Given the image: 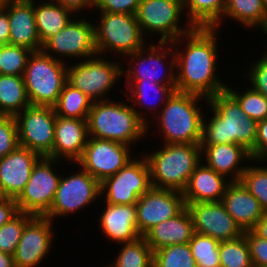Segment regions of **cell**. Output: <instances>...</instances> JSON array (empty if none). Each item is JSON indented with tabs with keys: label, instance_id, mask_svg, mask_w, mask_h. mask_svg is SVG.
<instances>
[{
	"label": "cell",
	"instance_id": "1",
	"mask_svg": "<svg viewBox=\"0 0 267 267\" xmlns=\"http://www.w3.org/2000/svg\"><path fill=\"white\" fill-rule=\"evenodd\" d=\"M219 33L221 30L215 28L194 27L171 42L176 59V91L209 98L226 90L227 82L218 75Z\"/></svg>",
	"mask_w": 267,
	"mask_h": 267
},
{
	"label": "cell",
	"instance_id": "2",
	"mask_svg": "<svg viewBox=\"0 0 267 267\" xmlns=\"http://www.w3.org/2000/svg\"><path fill=\"white\" fill-rule=\"evenodd\" d=\"M208 112L203 118L200 144H228L254 149L257 137V121L249 118L238 101L224 90L208 98ZM208 115V116H207Z\"/></svg>",
	"mask_w": 267,
	"mask_h": 267
},
{
	"label": "cell",
	"instance_id": "3",
	"mask_svg": "<svg viewBox=\"0 0 267 267\" xmlns=\"http://www.w3.org/2000/svg\"><path fill=\"white\" fill-rule=\"evenodd\" d=\"M201 101H205L206 104L208 98L194 93L174 91L160 112L148 123L147 135L152 136L149 134H153L155 126V134L158 132V137H162L159 143L200 144L205 116ZM151 127L153 128L150 129Z\"/></svg>",
	"mask_w": 267,
	"mask_h": 267
},
{
	"label": "cell",
	"instance_id": "4",
	"mask_svg": "<svg viewBox=\"0 0 267 267\" xmlns=\"http://www.w3.org/2000/svg\"><path fill=\"white\" fill-rule=\"evenodd\" d=\"M119 91L121 93L116 101L114 98L92 103L87 118L88 136L116 141L133 148L147 138V125L138 117L130 102L122 100L124 89Z\"/></svg>",
	"mask_w": 267,
	"mask_h": 267
},
{
	"label": "cell",
	"instance_id": "5",
	"mask_svg": "<svg viewBox=\"0 0 267 267\" xmlns=\"http://www.w3.org/2000/svg\"><path fill=\"white\" fill-rule=\"evenodd\" d=\"M156 150L141 151L149 170L154 188L183 192L190 175L201 163L200 144L162 143Z\"/></svg>",
	"mask_w": 267,
	"mask_h": 267
},
{
	"label": "cell",
	"instance_id": "6",
	"mask_svg": "<svg viewBox=\"0 0 267 267\" xmlns=\"http://www.w3.org/2000/svg\"><path fill=\"white\" fill-rule=\"evenodd\" d=\"M153 41L148 42L141 50L123 58L125 60H122V76L126 77L123 81L155 82L170 86L176 91L174 47L170 42Z\"/></svg>",
	"mask_w": 267,
	"mask_h": 267
},
{
	"label": "cell",
	"instance_id": "7",
	"mask_svg": "<svg viewBox=\"0 0 267 267\" xmlns=\"http://www.w3.org/2000/svg\"><path fill=\"white\" fill-rule=\"evenodd\" d=\"M97 14L99 15L95 17L97 20L93 21L97 22H94V35L98 55L111 54L115 59L123 60L125 56L141 50L148 43L134 14L107 12Z\"/></svg>",
	"mask_w": 267,
	"mask_h": 267
},
{
	"label": "cell",
	"instance_id": "8",
	"mask_svg": "<svg viewBox=\"0 0 267 267\" xmlns=\"http://www.w3.org/2000/svg\"><path fill=\"white\" fill-rule=\"evenodd\" d=\"M23 80L31 105L54 107L67 82V63L43 50L32 51Z\"/></svg>",
	"mask_w": 267,
	"mask_h": 267
},
{
	"label": "cell",
	"instance_id": "9",
	"mask_svg": "<svg viewBox=\"0 0 267 267\" xmlns=\"http://www.w3.org/2000/svg\"><path fill=\"white\" fill-rule=\"evenodd\" d=\"M111 57L96 54L86 60L68 63L67 82L93 102L110 99L108 95L122 78V60Z\"/></svg>",
	"mask_w": 267,
	"mask_h": 267
},
{
	"label": "cell",
	"instance_id": "10",
	"mask_svg": "<svg viewBox=\"0 0 267 267\" xmlns=\"http://www.w3.org/2000/svg\"><path fill=\"white\" fill-rule=\"evenodd\" d=\"M135 16L148 42L158 36L157 42L171 43L194 28L186 19L181 21L185 17L183 0H140Z\"/></svg>",
	"mask_w": 267,
	"mask_h": 267
},
{
	"label": "cell",
	"instance_id": "11",
	"mask_svg": "<svg viewBox=\"0 0 267 267\" xmlns=\"http://www.w3.org/2000/svg\"><path fill=\"white\" fill-rule=\"evenodd\" d=\"M72 166L77 167L76 171L68 176L61 175L52 206L44 215L53 222L63 217L66 219V216L95 205L101 199L100 182L78 164L73 163Z\"/></svg>",
	"mask_w": 267,
	"mask_h": 267
},
{
	"label": "cell",
	"instance_id": "12",
	"mask_svg": "<svg viewBox=\"0 0 267 267\" xmlns=\"http://www.w3.org/2000/svg\"><path fill=\"white\" fill-rule=\"evenodd\" d=\"M90 18L75 15L62 30L43 44L42 50L67 64L95 56L94 21Z\"/></svg>",
	"mask_w": 267,
	"mask_h": 267
},
{
	"label": "cell",
	"instance_id": "13",
	"mask_svg": "<svg viewBox=\"0 0 267 267\" xmlns=\"http://www.w3.org/2000/svg\"><path fill=\"white\" fill-rule=\"evenodd\" d=\"M100 183L101 198L109 204H136L151 187L150 170L141 152ZM103 196V197H102Z\"/></svg>",
	"mask_w": 267,
	"mask_h": 267
},
{
	"label": "cell",
	"instance_id": "14",
	"mask_svg": "<svg viewBox=\"0 0 267 267\" xmlns=\"http://www.w3.org/2000/svg\"><path fill=\"white\" fill-rule=\"evenodd\" d=\"M61 163L48 157H41L37 161L28 183L15 199L19 212L44 216L50 210L61 178L56 167Z\"/></svg>",
	"mask_w": 267,
	"mask_h": 267
},
{
	"label": "cell",
	"instance_id": "15",
	"mask_svg": "<svg viewBox=\"0 0 267 267\" xmlns=\"http://www.w3.org/2000/svg\"><path fill=\"white\" fill-rule=\"evenodd\" d=\"M56 116L54 107L36 105L16 114L19 146L48 157L54 144Z\"/></svg>",
	"mask_w": 267,
	"mask_h": 267
},
{
	"label": "cell",
	"instance_id": "16",
	"mask_svg": "<svg viewBox=\"0 0 267 267\" xmlns=\"http://www.w3.org/2000/svg\"><path fill=\"white\" fill-rule=\"evenodd\" d=\"M133 153L134 148L123 143L88 137L83 154L76 164L101 183L132 160L137 154Z\"/></svg>",
	"mask_w": 267,
	"mask_h": 267
},
{
	"label": "cell",
	"instance_id": "17",
	"mask_svg": "<svg viewBox=\"0 0 267 267\" xmlns=\"http://www.w3.org/2000/svg\"><path fill=\"white\" fill-rule=\"evenodd\" d=\"M53 221L46 216H33L25 225L13 254L15 267H38L52 252L55 232Z\"/></svg>",
	"mask_w": 267,
	"mask_h": 267
},
{
	"label": "cell",
	"instance_id": "18",
	"mask_svg": "<svg viewBox=\"0 0 267 267\" xmlns=\"http://www.w3.org/2000/svg\"><path fill=\"white\" fill-rule=\"evenodd\" d=\"M135 206L137 230L143 236L154 225L178 215L186 204L180 191L151 187Z\"/></svg>",
	"mask_w": 267,
	"mask_h": 267
},
{
	"label": "cell",
	"instance_id": "19",
	"mask_svg": "<svg viewBox=\"0 0 267 267\" xmlns=\"http://www.w3.org/2000/svg\"><path fill=\"white\" fill-rule=\"evenodd\" d=\"M186 207L197 233L208 235L220 242L239 238L244 233L221 201L190 203L186 204Z\"/></svg>",
	"mask_w": 267,
	"mask_h": 267
},
{
	"label": "cell",
	"instance_id": "20",
	"mask_svg": "<svg viewBox=\"0 0 267 267\" xmlns=\"http://www.w3.org/2000/svg\"><path fill=\"white\" fill-rule=\"evenodd\" d=\"M87 120L56 116L54 144L48 158L76 163L88 140Z\"/></svg>",
	"mask_w": 267,
	"mask_h": 267
},
{
	"label": "cell",
	"instance_id": "21",
	"mask_svg": "<svg viewBox=\"0 0 267 267\" xmlns=\"http://www.w3.org/2000/svg\"><path fill=\"white\" fill-rule=\"evenodd\" d=\"M200 147L202 162L231 182L240 181L246 166L253 160L250 152L239 144H200Z\"/></svg>",
	"mask_w": 267,
	"mask_h": 267
},
{
	"label": "cell",
	"instance_id": "22",
	"mask_svg": "<svg viewBox=\"0 0 267 267\" xmlns=\"http://www.w3.org/2000/svg\"><path fill=\"white\" fill-rule=\"evenodd\" d=\"M40 158L38 153L18 146L0 159V184L8 198L20 195Z\"/></svg>",
	"mask_w": 267,
	"mask_h": 267
},
{
	"label": "cell",
	"instance_id": "23",
	"mask_svg": "<svg viewBox=\"0 0 267 267\" xmlns=\"http://www.w3.org/2000/svg\"><path fill=\"white\" fill-rule=\"evenodd\" d=\"M104 207L98 214L99 230L108 241L115 244L129 242L141 235L137 230L136 206L125 204H109L102 202Z\"/></svg>",
	"mask_w": 267,
	"mask_h": 267
},
{
	"label": "cell",
	"instance_id": "24",
	"mask_svg": "<svg viewBox=\"0 0 267 267\" xmlns=\"http://www.w3.org/2000/svg\"><path fill=\"white\" fill-rule=\"evenodd\" d=\"M10 23L9 44L42 50L34 13V0H9L3 6Z\"/></svg>",
	"mask_w": 267,
	"mask_h": 267
},
{
	"label": "cell",
	"instance_id": "25",
	"mask_svg": "<svg viewBox=\"0 0 267 267\" xmlns=\"http://www.w3.org/2000/svg\"><path fill=\"white\" fill-rule=\"evenodd\" d=\"M123 84H126L123 95L127 97L138 117L146 125L160 112L168 98L174 93L170 86L155 82H126Z\"/></svg>",
	"mask_w": 267,
	"mask_h": 267
},
{
	"label": "cell",
	"instance_id": "26",
	"mask_svg": "<svg viewBox=\"0 0 267 267\" xmlns=\"http://www.w3.org/2000/svg\"><path fill=\"white\" fill-rule=\"evenodd\" d=\"M221 203L243 232L252 230L265 214L258 200L241 181L227 185Z\"/></svg>",
	"mask_w": 267,
	"mask_h": 267
},
{
	"label": "cell",
	"instance_id": "27",
	"mask_svg": "<svg viewBox=\"0 0 267 267\" xmlns=\"http://www.w3.org/2000/svg\"><path fill=\"white\" fill-rule=\"evenodd\" d=\"M230 182L201 161L190 175L188 184L182 192L185 204L219 202Z\"/></svg>",
	"mask_w": 267,
	"mask_h": 267
},
{
	"label": "cell",
	"instance_id": "28",
	"mask_svg": "<svg viewBox=\"0 0 267 267\" xmlns=\"http://www.w3.org/2000/svg\"><path fill=\"white\" fill-rule=\"evenodd\" d=\"M194 231L192 216L185 207L178 215L154 225L143 236L152 251L188 243Z\"/></svg>",
	"mask_w": 267,
	"mask_h": 267
},
{
	"label": "cell",
	"instance_id": "29",
	"mask_svg": "<svg viewBox=\"0 0 267 267\" xmlns=\"http://www.w3.org/2000/svg\"><path fill=\"white\" fill-rule=\"evenodd\" d=\"M34 13L42 45L62 30L76 15L69 8L48 0H34Z\"/></svg>",
	"mask_w": 267,
	"mask_h": 267
},
{
	"label": "cell",
	"instance_id": "30",
	"mask_svg": "<svg viewBox=\"0 0 267 267\" xmlns=\"http://www.w3.org/2000/svg\"><path fill=\"white\" fill-rule=\"evenodd\" d=\"M227 19L234 20L245 30H259L267 19V13L262 0H227L222 18L212 28L220 30Z\"/></svg>",
	"mask_w": 267,
	"mask_h": 267
},
{
	"label": "cell",
	"instance_id": "31",
	"mask_svg": "<svg viewBox=\"0 0 267 267\" xmlns=\"http://www.w3.org/2000/svg\"><path fill=\"white\" fill-rule=\"evenodd\" d=\"M31 105L23 76L0 74V112L15 116Z\"/></svg>",
	"mask_w": 267,
	"mask_h": 267
},
{
	"label": "cell",
	"instance_id": "32",
	"mask_svg": "<svg viewBox=\"0 0 267 267\" xmlns=\"http://www.w3.org/2000/svg\"><path fill=\"white\" fill-rule=\"evenodd\" d=\"M227 0H183L186 20L193 27L212 28L221 18Z\"/></svg>",
	"mask_w": 267,
	"mask_h": 267
},
{
	"label": "cell",
	"instance_id": "33",
	"mask_svg": "<svg viewBox=\"0 0 267 267\" xmlns=\"http://www.w3.org/2000/svg\"><path fill=\"white\" fill-rule=\"evenodd\" d=\"M121 249L105 267H153V251L144 236L118 244Z\"/></svg>",
	"mask_w": 267,
	"mask_h": 267
},
{
	"label": "cell",
	"instance_id": "34",
	"mask_svg": "<svg viewBox=\"0 0 267 267\" xmlns=\"http://www.w3.org/2000/svg\"><path fill=\"white\" fill-rule=\"evenodd\" d=\"M93 101L66 82L54 106L57 116L87 120Z\"/></svg>",
	"mask_w": 267,
	"mask_h": 267
},
{
	"label": "cell",
	"instance_id": "35",
	"mask_svg": "<svg viewBox=\"0 0 267 267\" xmlns=\"http://www.w3.org/2000/svg\"><path fill=\"white\" fill-rule=\"evenodd\" d=\"M240 181L267 213V164L262 160H252L246 166Z\"/></svg>",
	"mask_w": 267,
	"mask_h": 267
},
{
	"label": "cell",
	"instance_id": "36",
	"mask_svg": "<svg viewBox=\"0 0 267 267\" xmlns=\"http://www.w3.org/2000/svg\"><path fill=\"white\" fill-rule=\"evenodd\" d=\"M239 90V88L233 89L228 83L226 90L238 101L241 110L246 113V115L258 121L267 118V98L255 91L249 85Z\"/></svg>",
	"mask_w": 267,
	"mask_h": 267
},
{
	"label": "cell",
	"instance_id": "37",
	"mask_svg": "<svg viewBox=\"0 0 267 267\" xmlns=\"http://www.w3.org/2000/svg\"><path fill=\"white\" fill-rule=\"evenodd\" d=\"M220 267H253L245 235L221 241L219 244Z\"/></svg>",
	"mask_w": 267,
	"mask_h": 267
},
{
	"label": "cell",
	"instance_id": "38",
	"mask_svg": "<svg viewBox=\"0 0 267 267\" xmlns=\"http://www.w3.org/2000/svg\"><path fill=\"white\" fill-rule=\"evenodd\" d=\"M188 244L197 267H220V241L195 232Z\"/></svg>",
	"mask_w": 267,
	"mask_h": 267
},
{
	"label": "cell",
	"instance_id": "39",
	"mask_svg": "<svg viewBox=\"0 0 267 267\" xmlns=\"http://www.w3.org/2000/svg\"><path fill=\"white\" fill-rule=\"evenodd\" d=\"M153 267H197L188 243L166 246L153 252Z\"/></svg>",
	"mask_w": 267,
	"mask_h": 267
},
{
	"label": "cell",
	"instance_id": "40",
	"mask_svg": "<svg viewBox=\"0 0 267 267\" xmlns=\"http://www.w3.org/2000/svg\"><path fill=\"white\" fill-rule=\"evenodd\" d=\"M31 53V50L22 46L0 45V74L23 76Z\"/></svg>",
	"mask_w": 267,
	"mask_h": 267
},
{
	"label": "cell",
	"instance_id": "41",
	"mask_svg": "<svg viewBox=\"0 0 267 267\" xmlns=\"http://www.w3.org/2000/svg\"><path fill=\"white\" fill-rule=\"evenodd\" d=\"M34 215L19 212L9 222L0 227V251L13 255L20 241L26 223Z\"/></svg>",
	"mask_w": 267,
	"mask_h": 267
},
{
	"label": "cell",
	"instance_id": "42",
	"mask_svg": "<svg viewBox=\"0 0 267 267\" xmlns=\"http://www.w3.org/2000/svg\"><path fill=\"white\" fill-rule=\"evenodd\" d=\"M259 59H256L255 62H250V67H245L243 69L244 74V80H248L247 86H249L254 89L255 91L259 92L260 94L264 95L267 98V53L261 54Z\"/></svg>",
	"mask_w": 267,
	"mask_h": 267
},
{
	"label": "cell",
	"instance_id": "43",
	"mask_svg": "<svg viewBox=\"0 0 267 267\" xmlns=\"http://www.w3.org/2000/svg\"><path fill=\"white\" fill-rule=\"evenodd\" d=\"M19 146L17 124L14 116H0V159Z\"/></svg>",
	"mask_w": 267,
	"mask_h": 267
},
{
	"label": "cell",
	"instance_id": "44",
	"mask_svg": "<svg viewBox=\"0 0 267 267\" xmlns=\"http://www.w3.org/2000/svg\"><path fill=\"white\" fill-rule=\"evenodd\" d=\"M243 234L246 237L253 267H267V240L260 238L252 230Z\"/></svg>",
	"mask_w": 267,
	"mask_h": 267
},
{
	"label": "cell",
	"instance_id": "45",
	"mask_svg": "<svg viewBox=\"0 0 267 267\" xmlns=\"http://www.w3.org/2000/svg\"><path fill=\"white\" fill-rule=\"evenodd\" d=\"M140 0H99L95 12L134 14L138 9Z\"/></svg>",
	"mask_w": 267,
	"mask_h": 267
},
{
	"label": "cell",
	"instance_id": "46",
	"mask_svg": "<svg viewBox=\"0 0 267 267\" xmlns=\"http://www.w3.org/2000/svg\"><path fill=\"white\" fill-rule=\"evenodd\" d=\"M250 156L259 161L267 156V118L257 122V137Z\"/></svg>",
	"mask_w": 267,
	"mask_h": 267
},
{
	"label": "cell",
	"instance_id": "47",
	"mask_svg": "<svg viewBox=\"0 0 267 267\" xmlns=\"http://www.w3.org/2000/svg\"><path fill=\"white\" fill-rule=\"evenodd\" d=\"M57 4H60L64 7L69 8L72 10L76 15L80 13V15L86 13L88 10L89 12H94V3L92 0H48ZM93 8V10H92ZM82 12V13H81Z\"/></svg>",
	"mask_w": 267,
	"mask_h": 267
},
{
	"label": "cell",
	"instance_id": "48",
	"mask_svg": "<svg viewBox=\"0 0 267 267\" xmlns=\"http://www.w3.org/2000/svg\"><path fill=\"white\" fill-rule=\"evenodd\" d=\"M19 213L17 203L14 198H7L0 202V227Z\"/></svg>",
	"mask_w": 267,
	"mask_h": 267
},
{
	"label": "cell",
	"instance_id": "49",
	"mask_svg": "<svg viewBox=\"0 0 267 267\" xmlns=\"http://www.w3.org/2000/svg\"><path fill=\"white\" fill-rule=\"evenodd\" d=\"M10 23L7 10L0 7V45L9 44Z\"/></svg>",
	"mask_w": 267,
	"mask_h": 267
},
{
	"label": "cell",
	"instance_id": "50",
	"mask_svg": "<svg viewBox=\"0 0 267 267\" xmlns=\"http://www.w3.org/2000/svg\"><path fill=\"white\" fill-rule=\"evenodd\" d=\"M252 231L260 238L267 240V213L256 223Z\"/></svg>",
	"mask_w": 267,
	"mask_h": 267
},
{
	"label": "cell",
	"instance_id": "51",
	"mask_svg": "<svg viewBox=\"0 0 267 267\" xmlns=\"http://www.w3.org/2000/svg\"><path fill=\"white\" fill-rule=\"evenodd\" d=\"M0 267H15L13 255L0 251Z\"/></svg>",
	"mask_w": 267,
	"mask_h": 267
},
{
	"label": "cell",
	"instance_id": "52",
	"mask_svg": "<svg viewBox=\"0 0 267 267\" xmlns=\"http://www.w3.org/2000/svg\"><path fill=\"white\" fill-rule=\"evenodd\" d=\"M261 30H259V31H262L261 32V34H265L264 36L265 37H267V19L265 20V22H264V25L260 28ZM267 39V38H266ZM267 42V41H266ZM267 44V43H266ZM266 49H264L265 51H264V53H267V47H265Z\"/></svg>",
	"mask_w": 267,
	"mask_h": 267
},
{
	"label": "cell",
	"instance_id": "53",
	"mask_svg": "<svg viewBox=\"0 0 267 267\" xmlns=\"http://www.w3.org/2000/svg\"><path fill=\"white\" fill-rule=\"evenodd\" d=\"M8 197H7V195H6V193L4 192V190H3V188H2V186H1V184H0V202L1 201H4L5 199H7Z\"/></svg>",
	"mask_w": 267,
	"mask_h": 267
},
{
	"label": "cell",
	"instance_id": "54",
	"mask_svg": "<svg viewBox=\"0 0 267 267\" xmlns=\"http://www.w3.org/2000/svg\"><path fill=\"white\" fill-rule=\"evenodd\" d=\"M9 0H0V7H3Z\"/></svg>",
	"mask_w": 267,
	"mask_h": 267
},
{
	"label": "cell",
	"instance_id": "55",
	"mask_svg": "<svg viewBox=\"0 0 267 267\" xmlns=\"http://www.w3.org/2000/svg\"><path fill=\"white\" fill-rule=\"evenodd\" d=\"M262 3L267 13V0H262Z\"/></svg>",
	"mask_w": 267,
	"mask_h": 267
},
{
	"label": "cell",
	"instance_id": "56",
	"mask_svg": "<svg viewBox=\"0 0 267 267\" xmlns=\"http://www.w3.org/2000/svg\"><path fill=\"white\" fill-rule=\"evenodd\" d=\"M267 164V156L262 160Z\"/></svg>",
	"mask_w": 267,
	"mask_h": 267
},
{
	"label": "cell",
	"instance_id": "57",
	"mask_svg": "<svg viewBox=\"0 0 267 267\" xmlns=\"http://www.w3.org/2000/svg\"><path fill=\"white\" fill-rule=\"evenodd\" d=\"M94 5L99 1V0H92Z\"/></svg>",
	"mask_w": 267,
	"mask_h": 267
}]
</instances>
